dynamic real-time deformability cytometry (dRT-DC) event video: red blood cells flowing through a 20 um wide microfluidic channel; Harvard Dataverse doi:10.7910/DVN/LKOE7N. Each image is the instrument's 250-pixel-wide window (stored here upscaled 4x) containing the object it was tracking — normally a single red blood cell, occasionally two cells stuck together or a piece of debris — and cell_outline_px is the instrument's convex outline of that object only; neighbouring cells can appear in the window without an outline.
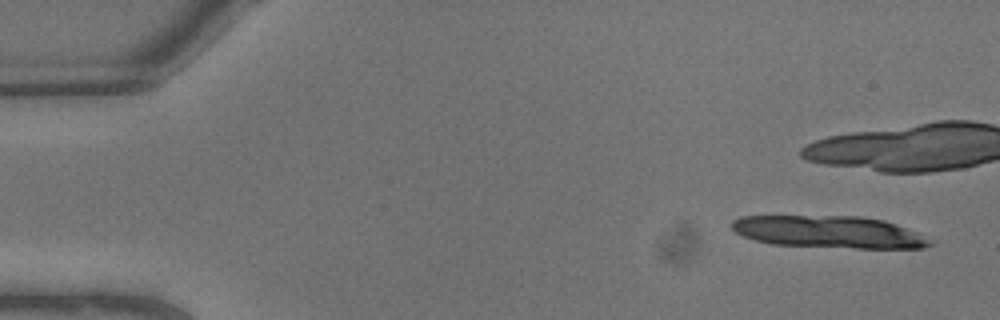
{"species": "common noctule bat (a hibernating species)", "species_latin": "Nyctalus noctula", "temperature_condition": "warm", "stored_images_in_passage": 9, "camera_frame_rate_fps": 3000, "um_per_image_px": 0.085, "animal": {"sex": "male", "body_mass_g": 13.3}, "frame": {"image": 1, "passage_image": 1, "time_ms": 0.0, "image_size_px": [1000, 320], "cell_outline_px": [[936, 240], [932, 244], [924, 248], [856, 248], [772, 244], [756, 240], [744, 236], [736, 232], [732, 228], [732, 220], [740, 216], [860, 216], [884, 220], [920, 232]], "centroid_in_image_um": [70.56, 19.71], "position_along_channel_um": 14.4, "area_um2": 37.4}}